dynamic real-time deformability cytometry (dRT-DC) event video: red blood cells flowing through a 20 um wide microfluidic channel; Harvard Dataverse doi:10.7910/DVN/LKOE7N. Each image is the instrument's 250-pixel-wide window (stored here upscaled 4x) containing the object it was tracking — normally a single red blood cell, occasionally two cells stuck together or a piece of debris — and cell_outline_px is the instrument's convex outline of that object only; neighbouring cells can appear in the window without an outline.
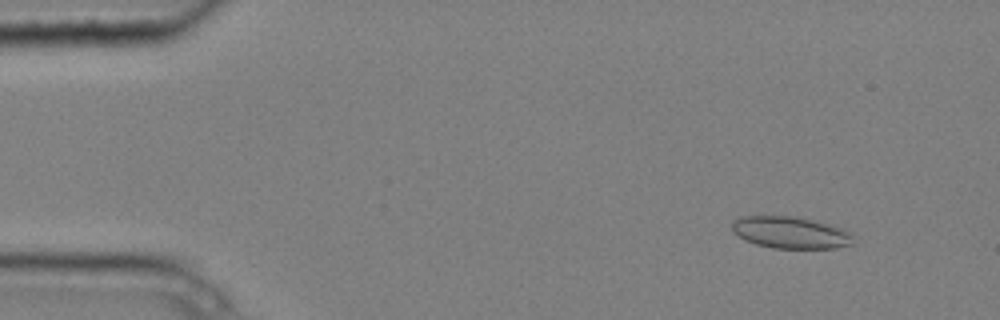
{"species": "common noctule bat (a hibernating species)", "species_latin": "Nyctalus noctula", "temperature_condition": "cold", "stored_images_in_passage": 5, "camera_frame_rate_fps": 3000, "um_per_image_px": 0.085, "animal": {"sex": "male", "body_mass_g": 20.4}, "frame": {"image": 1, "passage_image": 2, "time_ms": 0.333, "image_size_px": [1000, 320], "cell_outline_px": [[852, 244], [836, 248], [772, 248], [756, 244], [744, 240], [732, 232], [732, 220], [740, 216], [792, 216], [812, 220], [844, 228], [852, 236]], "centroid_in_image_um": [67.14, 19.76], "position_along_channel_um": 17.9, "area_um2": 22.54}}